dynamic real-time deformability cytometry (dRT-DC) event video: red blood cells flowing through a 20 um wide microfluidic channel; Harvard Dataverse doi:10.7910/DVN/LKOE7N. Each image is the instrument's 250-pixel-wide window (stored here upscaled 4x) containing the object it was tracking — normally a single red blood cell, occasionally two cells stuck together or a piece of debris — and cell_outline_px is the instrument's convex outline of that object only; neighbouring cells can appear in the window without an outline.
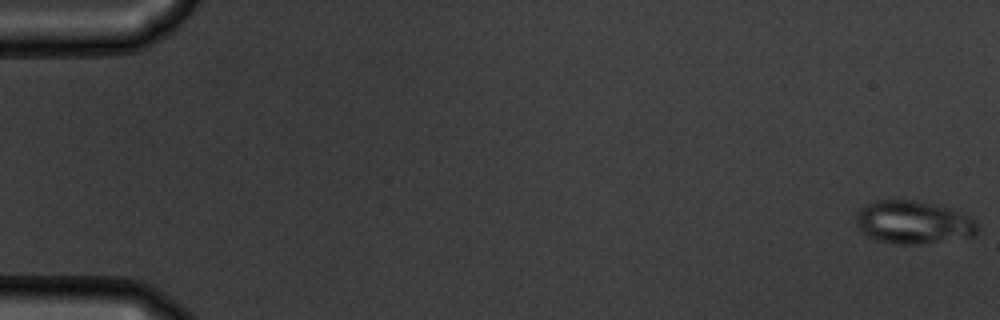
{"species": "common noctule bat (a hibernating species)", "species_latin": "Nyctalus noctula", "temperature_condition": "warm", "stored_images_in_passage": 56, "camera_frame_rate_fps": 3000, "um_per_image_px": 0.085, "animal": {"sex": "male", "body_mass_g": 19.5, "forearm_length_mm": 54.6}, "frame": {"image": 1, "passage_image": 1, "time_ms": 0.0, "image_size_px": [1000, 320], "cell_outline_px": [[976, 236], [920, 244], [896, 244], [876, 240], [860, 232], [856, 224], [856, 212], [860, 208], [876, 200], [920, 200], [964, 212], [976, 220]], "centroid_in_image_um": [77.63, 18.89], "position_along_channel_um": 7.4, "area_um2": 30.81}}
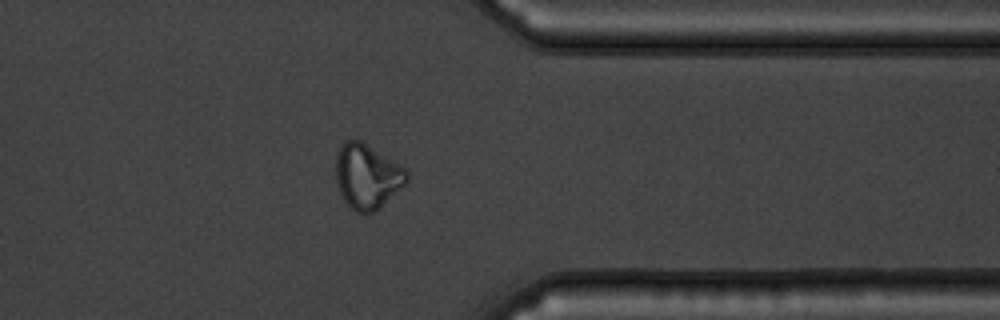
{"frame": {"image": 2, "passage_image": 45, "time_ms": 14.667, "image_size_px": [1000, 320], "cell_outline_px": [[408, 180], [376, 212], [356, 212], [344, 200], [340, 192], [336, 180], [336, 152], [340, 144], [344, 140], [352, 136], [360, 140], [400, 164], [408, 172]], "centroid_in_image_um": [31.18, 14.94], "position_along_channel_um": 380.2, "area_um2": 26.88}}
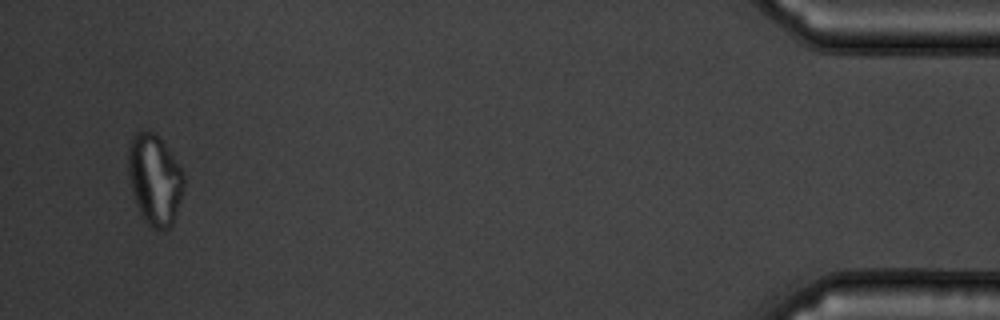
{"frame": {"image": 3, "passage_image": 54, "time_ms": 17.667, "image_size_px": [1000, 320], "cell_outline_px": [[184, 188], [172, 224], [168, 228], [156, 228], [148, 224], [144, 220], [140, 212], [132, 192], [128, 176], [128, 148], [132, 136], [136, 132], [152, 132], [164, 144], [184, 172]], "centroid_in_image_um": [13.14, 15.25], "position_along_channel_um": 422.1, "area_um2": 28.84}}